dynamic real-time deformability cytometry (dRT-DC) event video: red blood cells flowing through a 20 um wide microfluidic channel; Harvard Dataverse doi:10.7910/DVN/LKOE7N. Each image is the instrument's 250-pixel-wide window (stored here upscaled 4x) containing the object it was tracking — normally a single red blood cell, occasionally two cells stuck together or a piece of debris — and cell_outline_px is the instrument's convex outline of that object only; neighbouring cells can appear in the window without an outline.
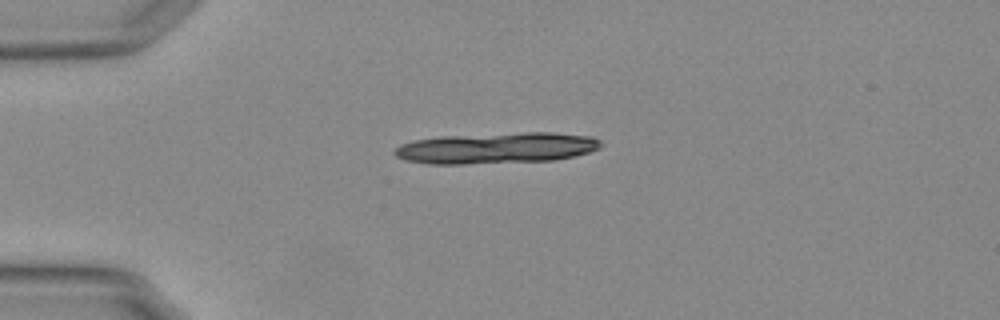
{"species": "Egyptian fruit bat (a non-hibernating species)", "species_latin": "Rousettus aegyptiacus", "temperature_condition": "warm", "stored_images_in_passage": 6, "camera_frame_rate_fps": 3000, "um_per_image_px": 0.085, "animal": {"sex": "female"}, "frame": {"image": 1, "passage_image": 1, "time_ms": 0.0, "image_size_px": [1000, 320], "cell_outline_px": [[600, 148], [588, 152], [572, 156], [552, 160], [464, 164], [428, 164], [404, 160], [396, 156], [392, 152], [400, 144], [412, 140], [440, 136], [528, 132], [552, 132], [592, 136], [600, 140]], "centroid_in_image_um": [42.14, 12.58], "position_along_channel_um": 42.9, "area_um2": 37.4}}